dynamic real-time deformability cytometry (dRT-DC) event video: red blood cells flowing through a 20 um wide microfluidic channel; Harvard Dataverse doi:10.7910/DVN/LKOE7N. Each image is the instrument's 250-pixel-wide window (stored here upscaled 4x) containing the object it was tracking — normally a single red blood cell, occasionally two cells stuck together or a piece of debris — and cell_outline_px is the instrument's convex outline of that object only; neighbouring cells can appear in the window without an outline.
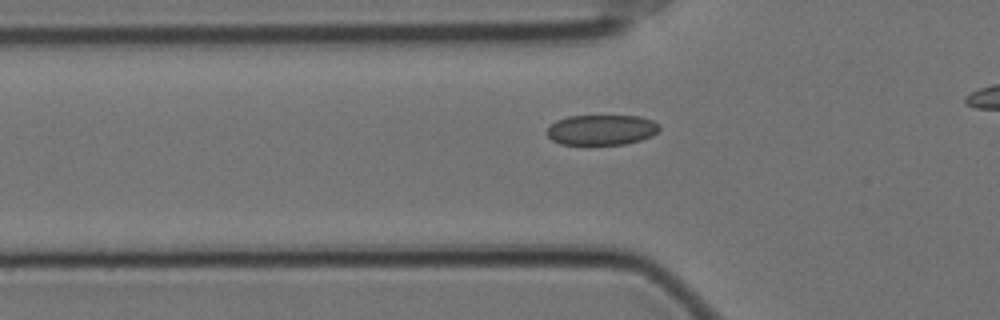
{"species": "Egyptian fruit bat (a non-hibernating species)", "species_latin": "Rousettus aegyptiacus", "temperature_condition": "cold", "stored_images_in_passage": 47, "camera_frame_rate_fps": 3000, "um_per_image_px": 0.085, "animal": {"sex": "female"}, "frame": {"image": 1, "passage_image": 16, "time_ms": 5.0, "image_size_px": [1000, 320], "cell_outline_px": [[660, 128], [652, 136], [640, 140], [624, 144], [560, 144], [552, 140], [548, 136], [548, 128], [556, 120], [568, 116], [640, 116], [652, 120], [660, 124]], "centroid_in_image_um": [51.15, 11.03], "position_along_channel_um": 74.7, "area_um2": 19.77}}
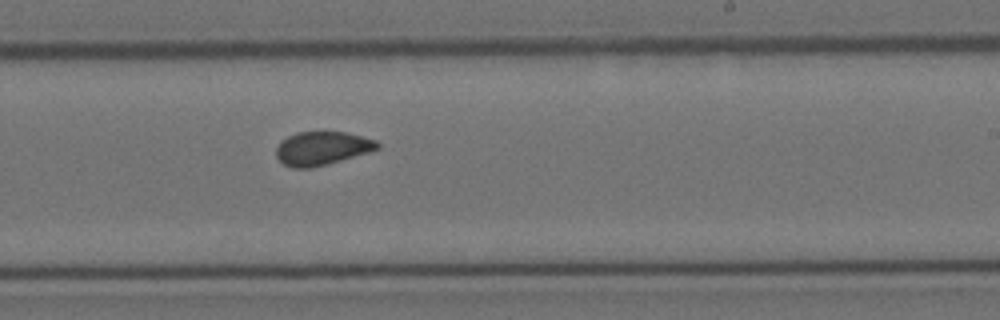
{"frame": {"image": 2, "passage_image": 32, "time_ms": 10.333, "image_size_px": [1000, 320], "cell_outline_px": [[380, 148], [368, 152], [328, 164], [312, 168], [292, 168], [284, 164], [276, 156], [276, 148], [280, 140], [296, 132], [344, 132], [376, 140], [380, 144]], "centroid_in_image_um": [27.34, 12.61], "position_along_channel_um": 261.7, "area_um2": 19.77}}
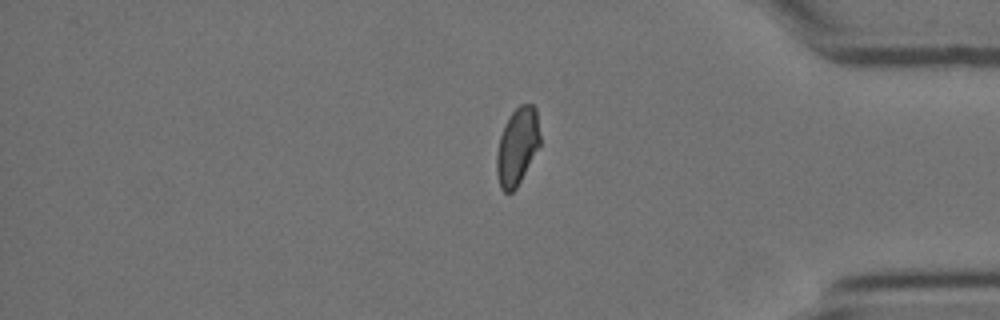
{"frame": {"image": 3, "passage_image": 45, "time_ms": 14.667, "image_size_px": [1000, 320], "cell_outline_px": [[540, 144], [516, 188], [512, 192], [504, 192], [500, 188], [496, 172], [496, 156], [500, 136], [504, 124], [508, 116], [520, 104], [532, 104], [536, 108], [540, 136]], "centroid_in_image_um": [43.95, 12.42], "position_along_channel_um": 391.3, "area_um2": 19.48}, "authors_computed_cell_mechanics": {"area_um2": 20.519, "velocity_mm_per_s": 3.4872, "shape_relaxation_time_tau1_ms": 8.3798, "shape_relaxation_time_tau2_ms": 1.5594, "deformation_change_tau1": 0.1143, "deformation_change_tau2": 0.0559}}